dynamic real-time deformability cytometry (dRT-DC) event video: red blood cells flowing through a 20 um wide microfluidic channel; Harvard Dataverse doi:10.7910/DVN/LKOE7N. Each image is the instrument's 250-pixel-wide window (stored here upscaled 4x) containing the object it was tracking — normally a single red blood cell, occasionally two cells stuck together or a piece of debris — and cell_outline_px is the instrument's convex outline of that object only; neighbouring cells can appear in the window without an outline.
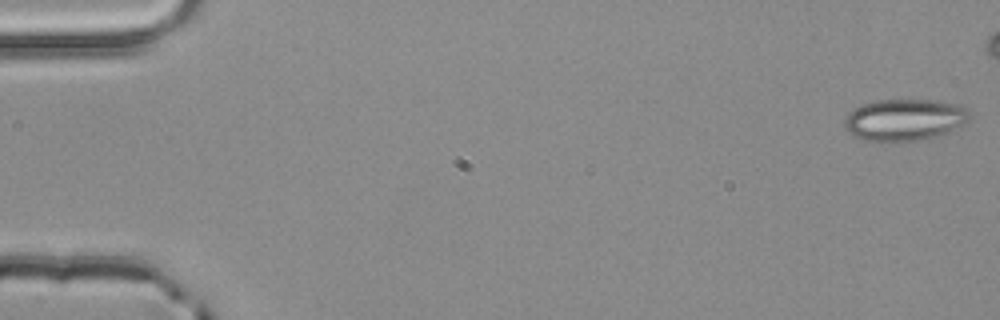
{"species": "common noctule bat (a hibernating species)", "species_latin": "Nyctalus noctula", "temperature_condition": "room temperature", "stored_images_in_passage": 5, "camera_frame_rate_fps": 3000, "um_per_image_px": 0.085, "animal": {"sex": "male", "body_mass_g": 20.4}, "frame": {"image": 1, "passage_image": 1, "time_ms": 0.0, "image_size_px": [1000, 320], "cell_outline_px": [[968, 120], [964, 124], [928, 140], [896, 144], [864, 140], [852, 136], [844, 128], [844, 120], [848, 112], [864, 104], [876, 100], [940, 100], [960, 104], [968, 112]], "centroid_in_image_um": [76.85, 10.22], "position_along_channel_um": 8.2, "area_um2": 31.21}}